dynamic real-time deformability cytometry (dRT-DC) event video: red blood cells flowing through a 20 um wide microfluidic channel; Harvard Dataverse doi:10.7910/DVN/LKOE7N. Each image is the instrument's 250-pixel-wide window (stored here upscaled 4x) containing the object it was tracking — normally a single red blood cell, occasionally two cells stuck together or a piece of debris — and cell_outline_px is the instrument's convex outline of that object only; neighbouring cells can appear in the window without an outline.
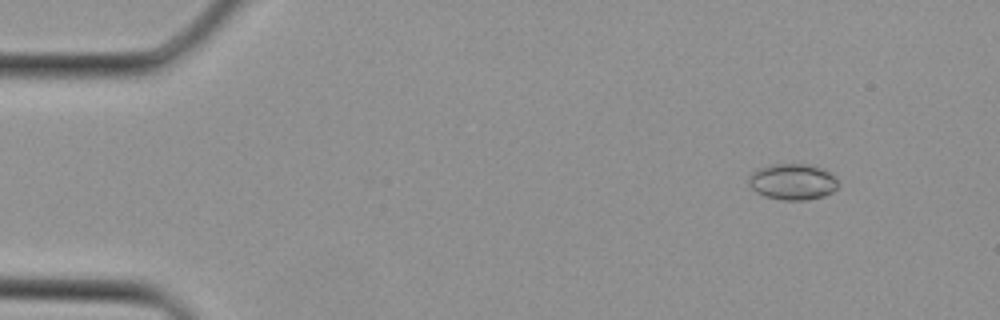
{"species": "Egyptian fruit bat (a non-hibernating species)", "species_latin": "Rousettus aegyptiacus", "temperature_condition": "cold", "stored_images_in_passage": 35, "camera_frame_rate_fps": 3000, "um_per_image_px": 0.085, "animal": {"sex": "female"}, "frame": {"image": 1, "passage_image": 4, "time_ms": 1.0, "image_size_px": [1000, 320], "cell_outline_px": [[840, 184], [832, 192], [824, 196], [808, 200], [780, 200], [764, 196], [756, 192], [748, 184], [748, 176], [752, 172], [768, 164], [812, 164], [836, 176]], "centroid_in_image_um": [67.37, 15.45], "position_along_channel_um": 17.6, "area_um2": 19.13}}
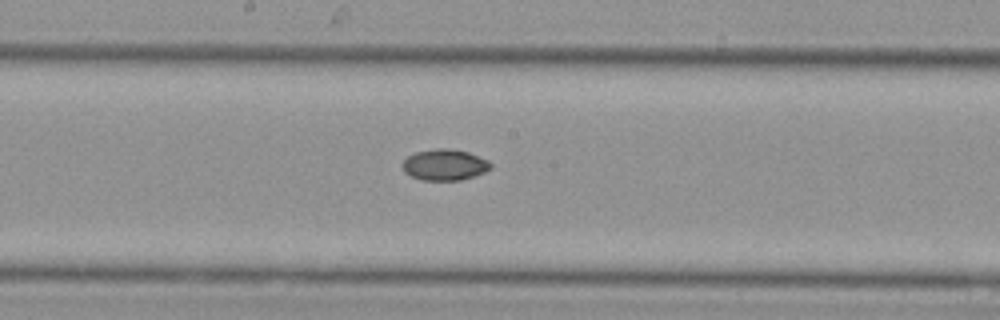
{"frame": {"image": 2, "passage_image": 19, "time_ms": 6.0, "image_size_px": [1000, 320], "cell_outline_px": [[492, 168], [484, 172], [460, 180], [420, 180], [404, 172], [400, 164], [408, 156], [416, 152], [436, 148], [448, 148], [468, 152], [488, 160], [492, 164]], "centroid_in_image_um": [37.77, 14.0], "position_along_channel_um": 210.4, "area_um2": 16.01}}
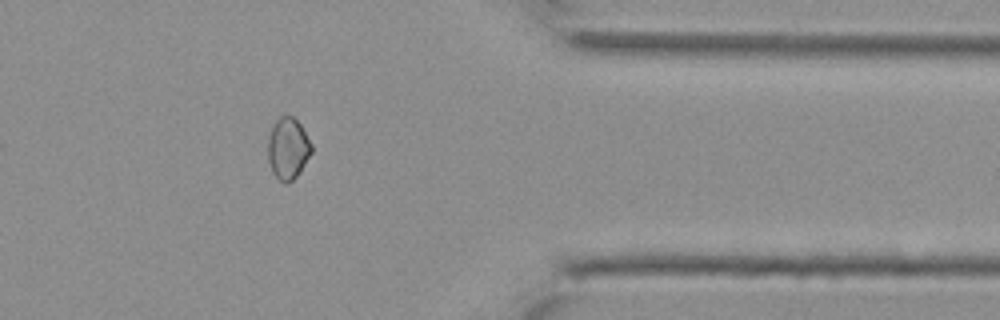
{"frame": {"image": 3, "passage_image": 29, "time_ms": 9.333, "image_size_px": [1000, 320], "cell_outline_px": [[312, 152], [296, 176], [288, 184], [284, 184], [272, 172], [268, 160], [268, 136], [276, 120], [280, 116], [292, 116], [300, 124], [312, 144]], "centroid_in_image_um": [24.47, 12.62], "position_along_channel_um": 386.9, "area_um2": 15.49}}